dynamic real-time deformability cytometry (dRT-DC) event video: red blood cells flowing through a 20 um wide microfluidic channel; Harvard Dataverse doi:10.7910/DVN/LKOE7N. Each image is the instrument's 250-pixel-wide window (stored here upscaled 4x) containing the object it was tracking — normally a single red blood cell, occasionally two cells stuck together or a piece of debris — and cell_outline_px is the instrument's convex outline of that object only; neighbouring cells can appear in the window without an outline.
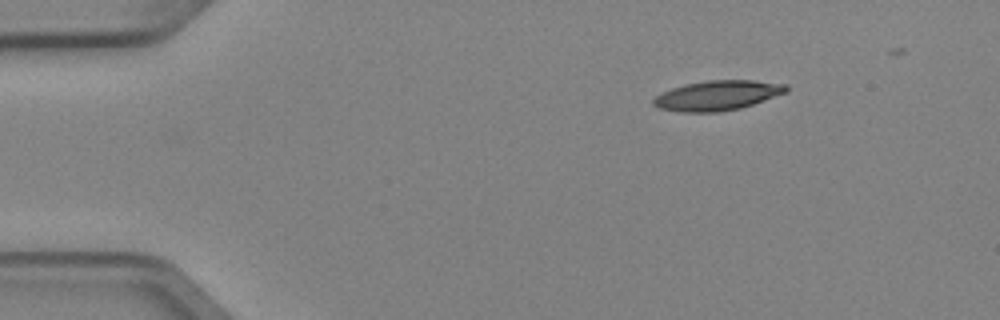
{"species": "Egyptian fruit bat (a non-hibernating species)", "species_latin": "Rousettus aegyptiacus", "temperature_condition": "cold", "stored_images_in_passage": 3, "camera_frame_rate_fps": 3000, "um_per_image_px": 0.085, "animal": {"sex": "female"}, "frame": {"image": 1, "passage_image": 1, "time_ms": 0.0, "image_size_px": [1000, 320], "cell_outline_px": [[788, 92], [740, 108], [716, 112], [680, 112], [660, 108], [652, 104], [652, 100], [656, 96], [672, 88], [684, 84], [708, 80], [752, 80], [788, 84]], "centroid_in_image_um": [60.99, 8.1], "position_along_channel_um": 24.0, "area_um2": 23.0}}